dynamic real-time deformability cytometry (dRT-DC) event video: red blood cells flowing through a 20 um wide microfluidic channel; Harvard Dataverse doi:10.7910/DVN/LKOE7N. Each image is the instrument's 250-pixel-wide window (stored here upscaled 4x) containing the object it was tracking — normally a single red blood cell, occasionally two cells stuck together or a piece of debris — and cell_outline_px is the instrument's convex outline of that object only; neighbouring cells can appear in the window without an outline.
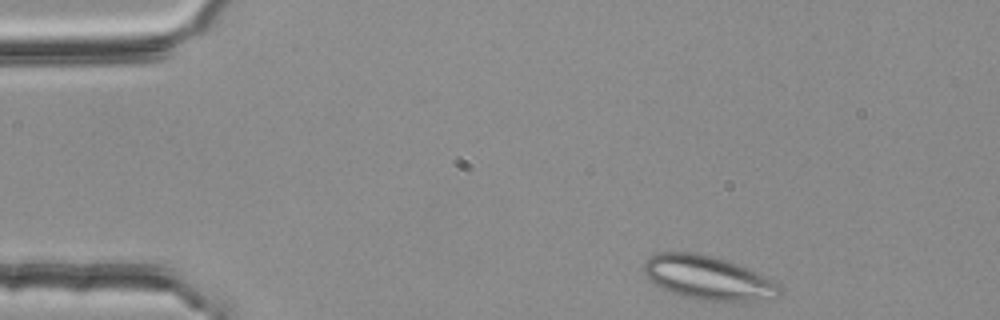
{"species": "common noctule bat (a hibernating species)", "species_latin": "Nyctalus noctula", "temperature_condition": "room temperature", "stored_images_in_passage": 43, "camera_frame_rate_fps": 3000, "um_per_image_px": 0.085, "animal": {"sex": "female", "body_mass_g": 25.1}, "frame": {"image": 1, "passage_image": 1, "time_ms": 0.0, "image_size_px": [1000, 320], "cell_outline_px": [[784, 288], [780, 296], [776, 300], [704, 300], [684, 296], [672, 292], [656, 284], [644, 272], [644, 260], [648, 256], [660, 252], [700, 252], [728, 260]], "centroid_in_image_um": [60.17, 23.6], "position_along_channel_um": 24.8, "area_um2": 34.1}}
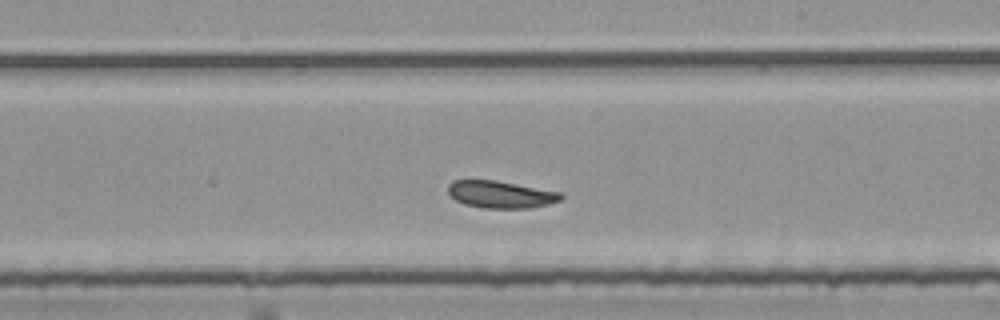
{"frame": {"image": 2, "passage_image": 25, "time_ms": 8.0, "image_size_px": [1000, 320], "cell_outline_px": [[564, 196], [560, 200], [548, 204], [532, 208], [484, 208], [464, 204], [456, 200], [448, 192], [448, 184], [452, 180], [496, 180], [560, 192]], "centroid_in_image_um": [42.55, 16.52], "position_along_channel_um": 246.4, "area_um2": 17.86}}
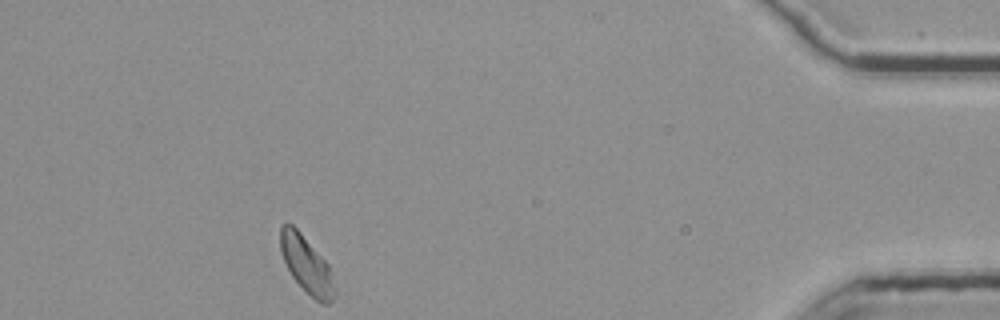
{"frame": {"image": 3, "passage_image": 43, "time_ms": 14.0, "image_size_px": [1000, 320], "cell_outline_px": [[336, 296], [328, 304], [320, 304], [292, 276], [280, 252], [280, 224], [292, 224], [300, 232], [328, 264], [332, 272], [336, 288]], "centroid_in_image_um": [26.08, 22.51], "position_along_channel_um": 409.1, "area_um2": 17.86}, "authors_computed_cell_mechanics": {"area_um2": 18.6116, "velocity_mm_per_s": 3.7173, "shape_relaxation_time_tau1_ms": null, "shape_relaxation_time_tau2_ms": 1.2427, "deformation_change_tau1": null, "deformation_change_tau2": 0.0749}}